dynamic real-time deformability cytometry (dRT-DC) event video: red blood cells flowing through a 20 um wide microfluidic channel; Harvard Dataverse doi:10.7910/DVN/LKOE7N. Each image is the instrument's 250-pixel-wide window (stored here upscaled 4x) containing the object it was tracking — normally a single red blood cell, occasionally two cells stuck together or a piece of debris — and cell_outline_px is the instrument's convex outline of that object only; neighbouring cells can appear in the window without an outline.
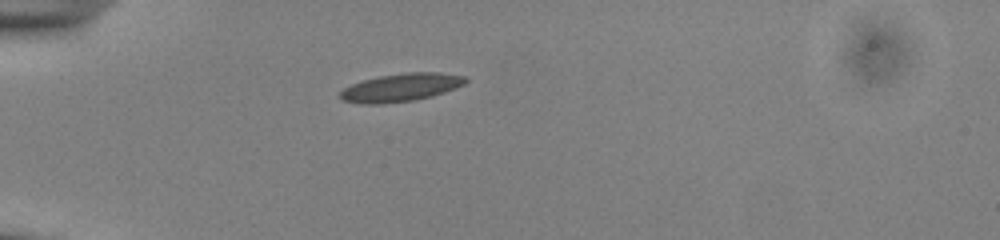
{"species": "common noctule bat (a hibernating species)", "species_latin": "Nyctalus noctula", "temperature_condition": "cold", "stored_images_in_passage": 32, "camera_frame_rate_fps": 3000, "um_per_image_px": 0.085, "animal": {"sex": "male", "body_mass_g": 13.0, "forearm_length_mm": 53.1}, "frame": {"image": 1, "passage_image": 1, "time_ms": 0.0, "image_size_px": [1000, 240], "cell_outline_px": [[468, 80], [464, 84], [456, 88], [432, 96], [416, 100], [380, 104], [360, 104], [344, 100], [340, 96], [340, 92], [344, 88], [352, 84], [364, 80], [380, 76], [408, 72], [440, 72], [468, 76]], "centroid_in_image_um": [34.13, 7.43], "position_along_channel_um": 50.9, "area_um2": 20.52}}
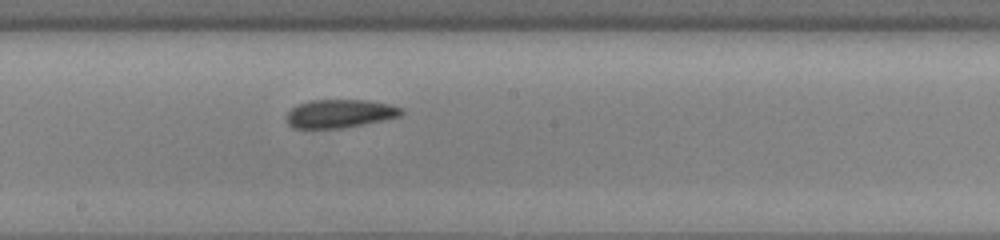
{"frame": {"image": 2, "passage_image": 16, "time_ms": 5.0, "image_size_px": [1000, 240], "cell_outline_px": [[404, 112], [400, 116], [384, 120], [344, 128], [292, 128], [288, 124], [284, 116], [292, 108], [300, 104], [312, 100], [364, 100], [392, 104], [404, 108]], "centroid_in_image_um": [28.91, 9.66], "position_along_channel_um": 219.3, "area_um2": 19.13}}
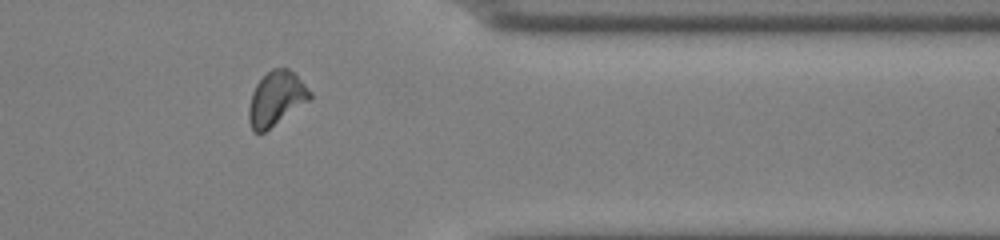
{"frame": {"image": 3, "passage_image": 30, "time_ms": 9.667, "image_size_px": [1000, 240], "cell_outline_px": [[312, 96], [308, 100], [264, 132], [252, 132], [248, 120], [248, 108], [252, 92], [256, 84], [272, 68], [288, 68], [312, 92]], "centroid_in_image_um": [23.43, 8.38], "position_along_channel_um": 388.0, "area_um2": 18.84}, "authors_computed_cell_mechanics": {"area_um2": 19.2474, "velocity_mm_per_s": 3.8137, "shape_relaxation_time_tau1_ms": null, "shape_relaxation_time_tau2_ms": 4.2571, "deformation_change_tau1": null, "deformation_change_tau2": 0.0935}}